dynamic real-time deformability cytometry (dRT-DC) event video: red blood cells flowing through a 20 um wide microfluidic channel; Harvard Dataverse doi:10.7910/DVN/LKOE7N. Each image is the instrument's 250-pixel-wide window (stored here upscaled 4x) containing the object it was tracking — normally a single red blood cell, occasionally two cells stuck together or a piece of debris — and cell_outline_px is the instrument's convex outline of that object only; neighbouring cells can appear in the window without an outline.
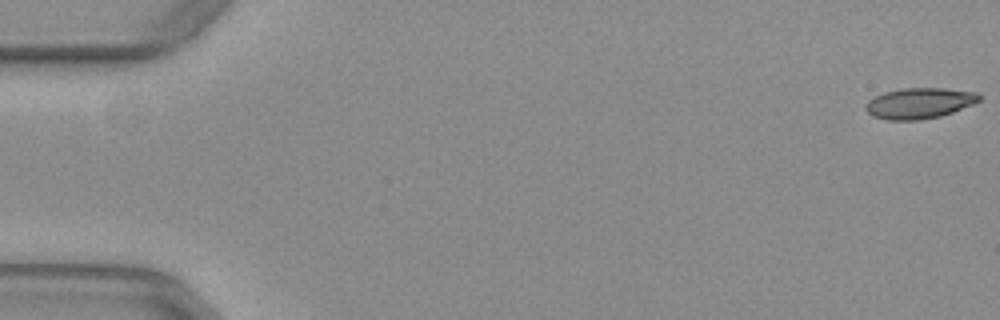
{"species": "common noctule bat (a hibernating species)", "species_latin": "Nyctalus noctula", "temperature_condition": "warm", "stored_images_in_passage": 53, "camera_frame_rate_fps": 3000, "um_per_image_px": 0.085, "animal": {"sex": "female", "body_mass_g": 29.2, "forearm_length_mm": 56.3}, "frame": {"image": 1, "passage_image": 1, "time_ms": 0.0, "image_size_px": [1000, 320], "cell_outline_px": [[980, 100], [972, 104], [952, 112], [940, 116], [920, 120], [888, 120], [872, 116], [864, 108], [868, 100], [884, 92], [904, 88], [944, 88], [976, 92], [980, 96]], "centroid_in_image_um": [78.12, 8.77], "position_along_channel_um": 6.9, "area_um2": 20.23}}
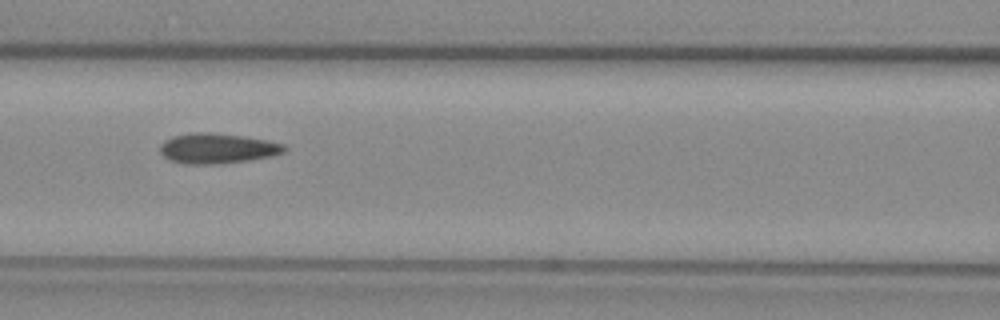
{"frame": {"image": 2, "passage_image": 24, "time_ms": 7.667, "image_size_px": [1000, 320], "cell_outline_px": [[288, 148], [284, 152], [272, 156], [248, 160], [220, 164], [184, 164], [168, 160], [160, 152], [160, 144], [164, 140], [172, 136], [192, 132], [208, 132], [244, 136], [284, 144]], "centroid_in_image_um": [18.44, 12.61], "position_along_channel_um": 148.2, "area_um2": 22.02}}
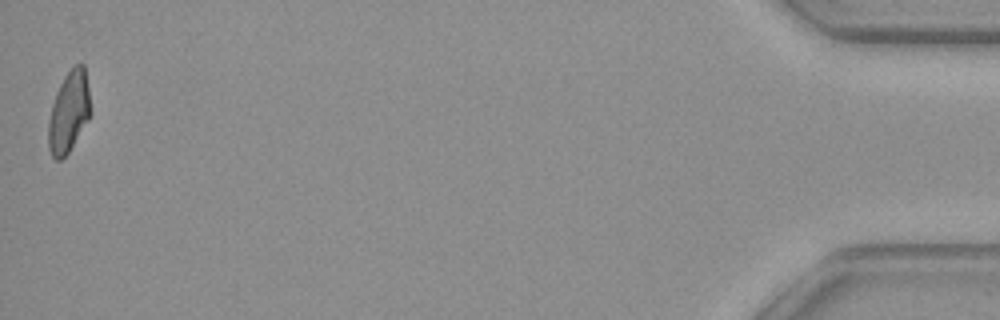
{"frame": {"image": 3, "passage_image": 53, "time_ms": 17.333, "image_size_px": [1000, 320], "cell_outline_px": [[92, 112], [88, 120], [68, 152], [60, 160], [56, 160], [52, 156], [48, 148], [48, 120], [52, 104], [56, 92], [64, 76], [76, 64], [84, 64]], "centroid_in_image_um": [5.85, 9.52], "position_along_channel_um": 429.4, "area_um2": 19.83}, "authors_computed_cell_mechanics": {"area_um2": 20.6924, "velocity_mm_per_s": 3.9444, "shape_relaxation_time_tau1_ms": 9.7468, "shape_relaxation_time_tau2_ms": 2.1807, "deformation_change_tau1": 0.2024, "deformation_change_tau2": 0.0838}}